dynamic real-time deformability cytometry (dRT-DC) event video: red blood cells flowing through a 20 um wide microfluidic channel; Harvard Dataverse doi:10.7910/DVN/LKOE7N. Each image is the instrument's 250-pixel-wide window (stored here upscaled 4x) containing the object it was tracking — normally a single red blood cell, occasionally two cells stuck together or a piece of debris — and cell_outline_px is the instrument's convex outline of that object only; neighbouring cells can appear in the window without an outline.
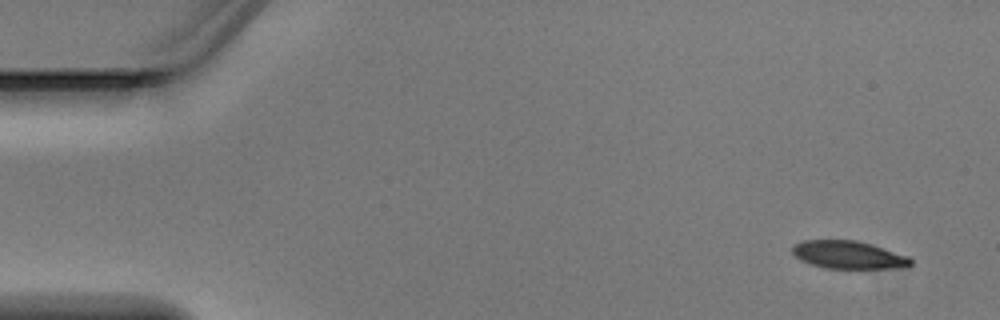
{"species": "Egyptian fruit bat (a non-hibernating species)", "species_latin": "Rousettus aegyptiacus", "temperature_condition": "warm", "stored_images_in_passage": 5, "segment_of_instrument_passage": [2, 2], "camera_frame_rate_fps": 3000, "um_per_image_px": 0.085, "animal": {"sex": "male"}, "frame": {"image": 1, "passage_image": 5, "time_ms": 1.333, "image_size_px": [1000, 320], "cell_outline_px": [[912, 264], [908, 268], [824, 268], [800, 260], [792, 252], [792, 244], [800, 240], [856, 240], [872, 244], [908, 256], [912, 260]], "centroid_in_image_um": [72.12, 21.66], "position_along_channel_um": 12.9, "area_um2": 19.36}}